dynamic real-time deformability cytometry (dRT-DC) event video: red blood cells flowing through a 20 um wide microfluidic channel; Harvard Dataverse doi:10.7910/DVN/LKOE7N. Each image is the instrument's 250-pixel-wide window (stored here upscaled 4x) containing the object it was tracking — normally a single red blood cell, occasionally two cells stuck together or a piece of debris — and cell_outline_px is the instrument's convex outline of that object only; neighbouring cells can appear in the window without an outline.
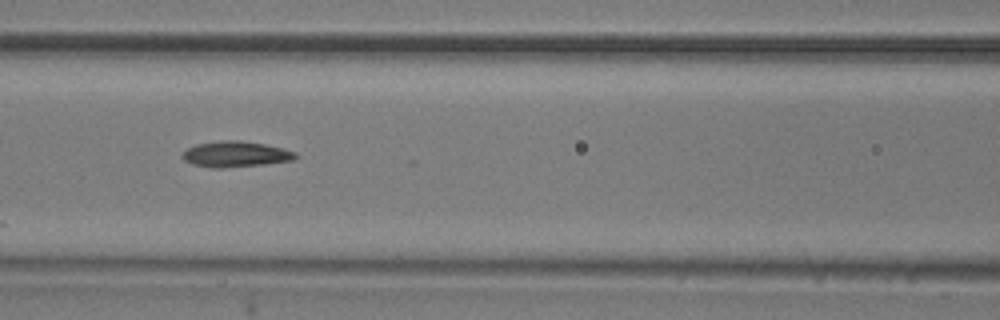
{"species": "common noctule bat (a hibernating species)", "species_latin": "Nyctalus noctula", "temperature_condition": "room temperature", "stored_images_in_passage": 7, "camera_frame_rate_fps": 3000, "um_per_image_px": 0.085, "animal": {"sex": "male", "body_mass_g": 20.5, "forearm_length_mm": 52.5}, "frame": {"image": 1, "passage_image": 7, "time_ms": 2.0, "image_size_px": [1000, 320], "cell_outline_px": [[296, 156], [292, 160], [264, 164], [224, 168], [212, 168], [192, 164], [184, 160], [180, 156], [188, 148], [196, 144], [224, 140], [240, 140], [264, 144], [296, 152]], "centroid_in_image_um": [19.97, 13.11], "position_along_channel_um": 146.6, "area_um2": 16.82}}